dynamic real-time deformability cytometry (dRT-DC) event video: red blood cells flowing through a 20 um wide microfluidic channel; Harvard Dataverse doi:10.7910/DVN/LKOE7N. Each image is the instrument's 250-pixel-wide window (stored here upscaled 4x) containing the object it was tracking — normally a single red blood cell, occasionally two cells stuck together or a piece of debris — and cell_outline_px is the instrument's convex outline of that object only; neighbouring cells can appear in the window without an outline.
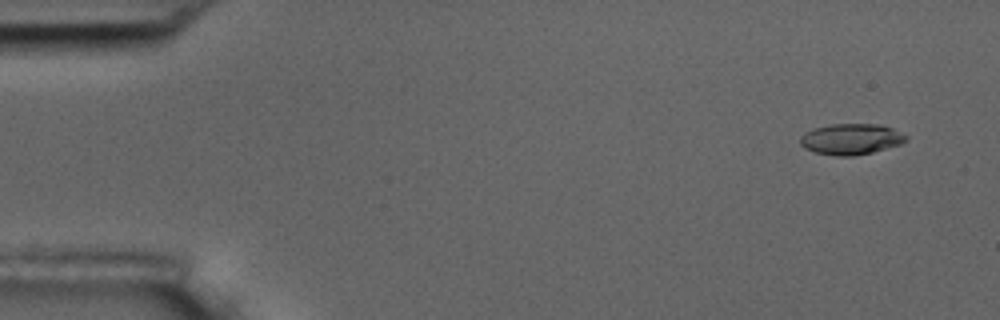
{"species": "common noctule bat (a hibernating species)", "species_latin": "Nyctalus noctula", "temperature_condition": "room temperature", "stored_images_in_passage": 5, "camera_frame_rate_fps": 3000, "um_per_image_px": 0.085, "animal": {"sex": "male", "body_mass_g": 17.5, "forearm_length_mm": 52.3}, "frame": {"image": 1, "passage_image": 2, "time_ms": 1.0, "image_size_px": [1000, 320], "cell_outline_px": [[908, 140], [900, 144], [872, 152], [852, 156], [836, 156], [816, 152], [804, 148], [800, 144], [800, 136], [816, 128], [832, 124], [876, 124], [892, 128], [908, 136]], "centroid_in_image_um": [72.35, 11.83], "position_along_channel_um": 12.6, "area_um2": 18.84}}
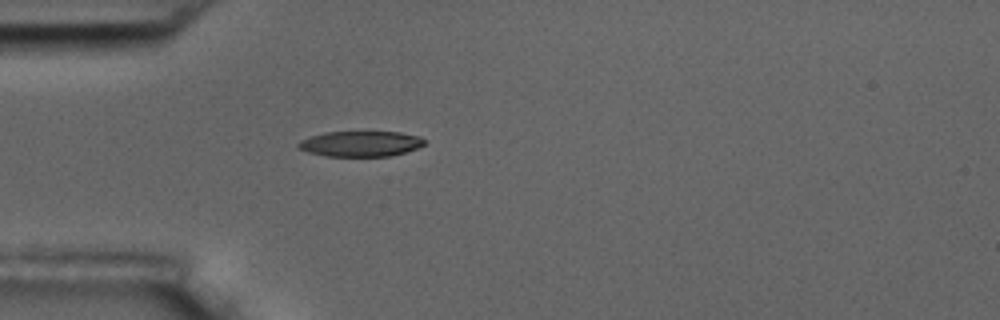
{"frame": {"image": 2, "passage_image": 5, "time_ms": 5.333, "image_size_px": [1000, 320], "cell_outline_px": [[424, 144], [416, 148], [404, 152], [388, 156], [324, 156], [308, 152], [300, 148], [296, 144], [300, 140], [324, 132], [400, 132], [420, 136], [424, 140]], "centroid_in_image_um": [30.63, 12.21], "position_along_channel_um": 54.4, "area_um2": 18.55}}